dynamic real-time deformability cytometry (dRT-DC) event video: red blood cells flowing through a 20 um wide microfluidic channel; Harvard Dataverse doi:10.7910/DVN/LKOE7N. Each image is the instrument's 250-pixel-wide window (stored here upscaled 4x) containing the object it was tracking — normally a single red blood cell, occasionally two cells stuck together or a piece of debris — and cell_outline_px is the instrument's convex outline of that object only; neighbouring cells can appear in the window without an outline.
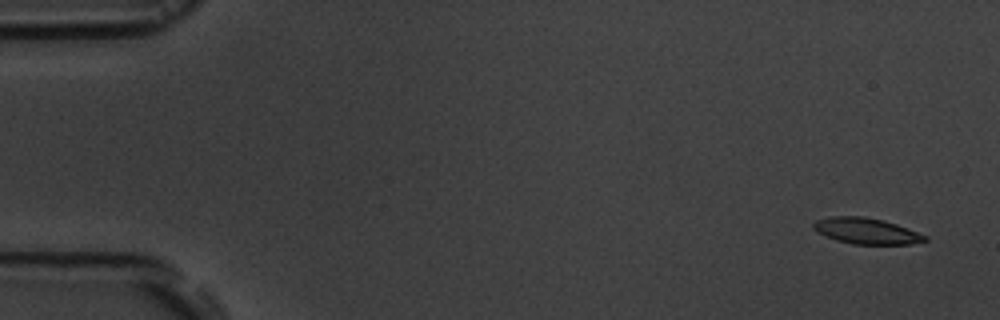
{"species": "common noctule bat (a hibernating species)", "species_latin": "Nyctalus noctula", "temperature_condition": "room temperature", "stored_images_in_passage": 5, "camera_frame_rate_fps": 3000, "um_per_image_px": 0.085, "animal": {"sex": "male", "body_mass_g": 19.5, "forearm_length_mm": 54.6}, "frame": {"image": 1, "passage_image": 1, "time_ms": 0.0, "image_size_px": [1000, 320], "cell_outline_px": [[928, 240], [912, 244], [852, 244], [836, 240], [824, 236], [816, 232], [812, 228], [812, 224], [816, 220], [828, 216], [864, 216], [884, 220], [896, 224], [928, 236]], "centroid_in_image_um": [73.6, 19.63], "position_along_channel_um": 11.4, "area_um2": 17.11}}